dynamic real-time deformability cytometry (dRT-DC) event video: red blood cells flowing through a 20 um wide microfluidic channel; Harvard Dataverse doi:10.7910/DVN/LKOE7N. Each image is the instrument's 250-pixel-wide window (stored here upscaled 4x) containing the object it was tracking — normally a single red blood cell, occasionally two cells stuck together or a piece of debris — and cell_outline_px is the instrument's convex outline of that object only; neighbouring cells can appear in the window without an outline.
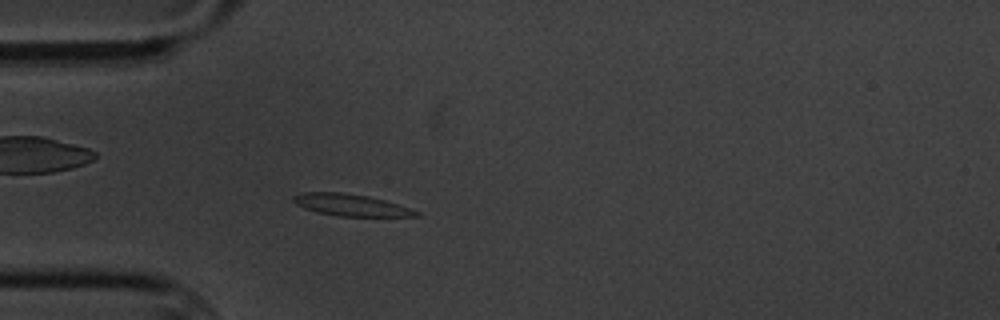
{"species": "common noctule bat (a hibernating species)", "species_latin": "Nyctalus noctula", "temperature_condition": "cold", "stored_images_in_passage": 6, "camera_frame_rate_fps": 3000, "um_per_image_px": 0.085, "animal": {"sex": "male", "body_mass_g": 20.1, "forearm_length_mm": 53.5}, "frame": {"image": 1, "passage_image": 6, "time_ms": 6.0, "image_size_px": [1000, 320], "cell_outline_px": [[420, 216], [340, 216], [316, 212], [304, 208], [296, 204], [292, 200], [292, 196], [300, 192], [340, 192], [368, 196], [384, 200], [420, 212]], "centroid_in_image_um": [29.75, 17.42], "position_along_channel_um": 55.2, "area_um2": 15.49}}